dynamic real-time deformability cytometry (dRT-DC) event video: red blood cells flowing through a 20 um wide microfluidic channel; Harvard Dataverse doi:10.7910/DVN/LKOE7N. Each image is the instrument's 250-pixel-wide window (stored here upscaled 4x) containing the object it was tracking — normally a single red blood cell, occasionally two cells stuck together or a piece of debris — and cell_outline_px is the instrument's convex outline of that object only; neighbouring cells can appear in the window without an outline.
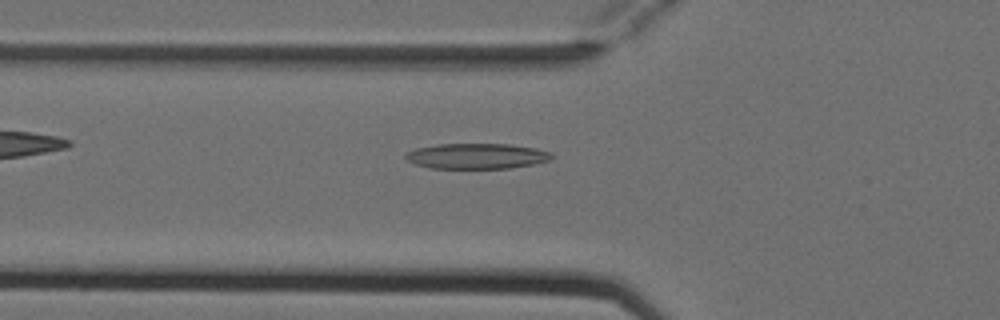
{"species": "Egyptian fruit bat (a non-hibernating species)", "species_latin": "Rousettus aegyptiacus", "temperature_condition": "cold", "stored_images_in_passage": 4, "camera_frame_rate_fps": 3000, "um_per_image_px": 0.085, "animal": {"sex": "female"}, "frame": {"image": 1, "passage_image": 4, "time_ms": 1.0, "image_size_px": [1000, 320], "cell_outline_px": [[556, 156], [552, 160], [512, 168], [432, 168], [416, 164], [408, 160], [404, 156], [404, 152], [416, 148], [436, 144], [508, 144], [536, 148], [552, 152]], "centroid_in_image_um": [40.56, 13.26], "position_along_channel_um": 85.2, "area_um2": 21.85}}